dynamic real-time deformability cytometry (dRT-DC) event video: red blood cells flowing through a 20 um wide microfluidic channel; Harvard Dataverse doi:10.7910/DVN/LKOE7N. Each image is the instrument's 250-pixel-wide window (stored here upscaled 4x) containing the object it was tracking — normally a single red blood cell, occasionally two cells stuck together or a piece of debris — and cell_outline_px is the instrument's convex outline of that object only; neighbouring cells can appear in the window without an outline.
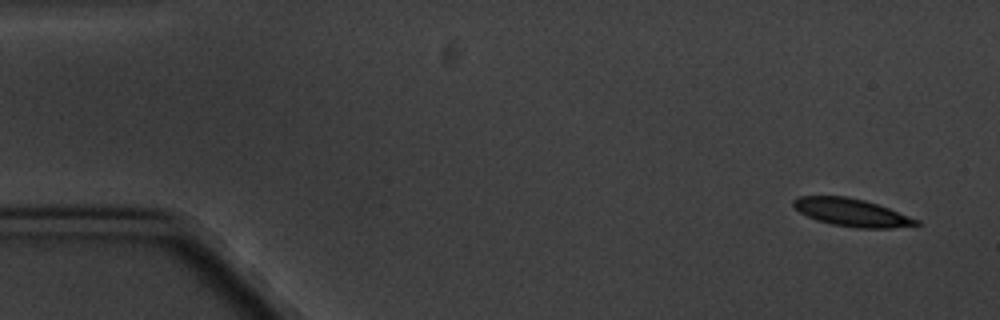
{"species": "common noctule bat (a hibernating species)", "species_latin": "Nyctalus noctula", "temperature_condition": "cold", "stored_images_in_passage": 4, "camera_frame_rate_fps": 3000, "um_per_image_px": 0.085, "animal": {"sex": "male", "body_mass_g": 20.1, "forearm_length_mm": 53.5}, "frame": {"image": 1, "passage_image": 1, "time_ms": 0.0, "image_size_px": [1000, 320], "cell_outline_px": [[920, 224], [892, 228], [856, 228], [832, 224], [816, 220], [800, 212], [792, 204], [792, 200], [800, 196], [848, 196], [864, 200], [888, 208], [920, 220]], "centroid_in_image_um": [72.38, 18.06], "position_along_channel_um": 12.6, "area_um2": 19.71}}
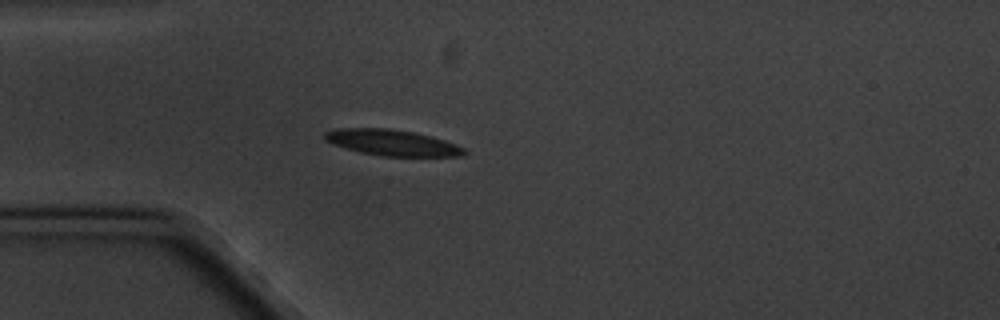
{"frame": {"image": 2, "passage_image": 4, "time_ms": 4.333, "image_size_px": [1000, 320], "cell_outline_px": [[468, 152], [464, 156], [380, 156], [360, 152], [332, 144], [324, 140], [324, 132], [336, 128], [388, 128], [416, 132], [444, 140], [456, 144], [464, 148]], "centroid_in_image_um": [33.32, 12.12], "position_along_channel_um": 51.7, "area_um2": 21.27}}